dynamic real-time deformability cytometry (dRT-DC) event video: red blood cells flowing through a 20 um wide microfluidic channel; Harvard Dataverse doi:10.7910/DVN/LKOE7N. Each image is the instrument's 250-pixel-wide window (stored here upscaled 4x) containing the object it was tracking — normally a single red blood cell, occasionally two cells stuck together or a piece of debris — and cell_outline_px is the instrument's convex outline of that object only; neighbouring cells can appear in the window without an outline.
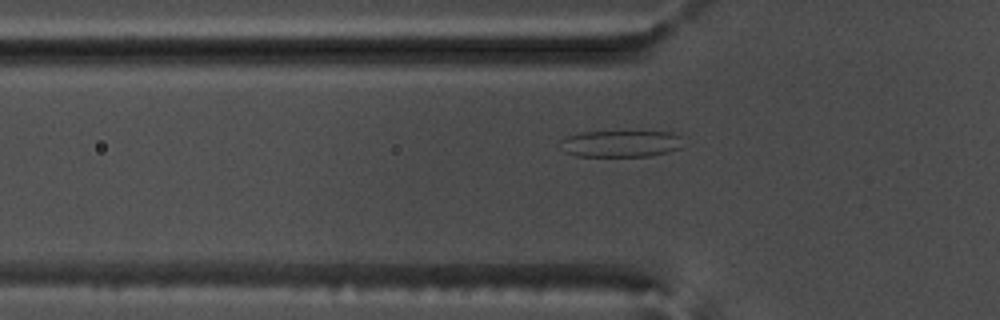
{"species": "common noctule bat (a hibernating species)", "species_latin": "Nyctalus noctula", "temperature_condition": "warm", "stored_images_in_passage": 48, "camera_frame_rate_fps": 3000, "um_per_image_px": 0.085, "animal": {"sex": "male", "body_mass_g": 17.5, "forearm_length_mm": 52.3}, "frame": {"image": 1, "passage_image": 11, "time_ms": 3.333, "image_size_px": [1000, 320], "cell_outline_px": [[680, 148], [668, 152], [652, 156], [576, 156], [564, 152], [556, 144], [560, 140], [568, 136], [580, 132], [672, 132], [680, 136]], "centroid_in_image_um": [52.68, 12.22], "position_along_channel_um": 73.1, "area_um2": 19.19}}
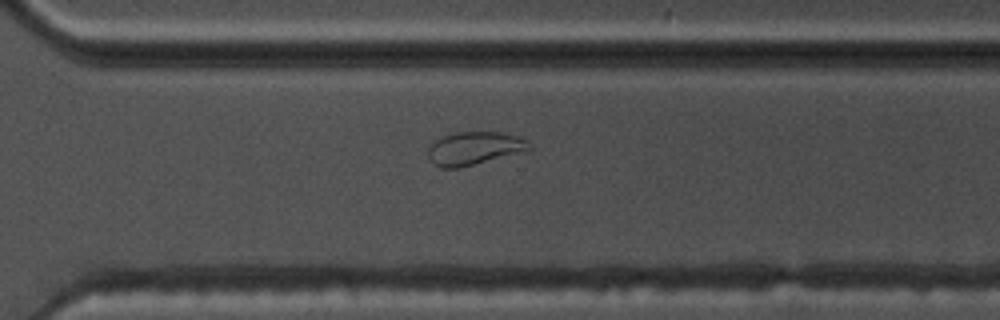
{"frame": {"image": 2, "passage_image": 32, "time_ms": 10.333, "image_size_px": [1000, 320], "cell_outline_px": [[532, 148], [528, 152], [460, 168], [440, 168], [432, 164], [428, 156], [428, 148], [440, 136], [456, 132], [500, 132], [516, 136], [528, 140], [532, 144]], "centroid_in_image_um": [40.36, 12.62], "position_along_channel_um": 330.2, "area_um2": 20.11}}
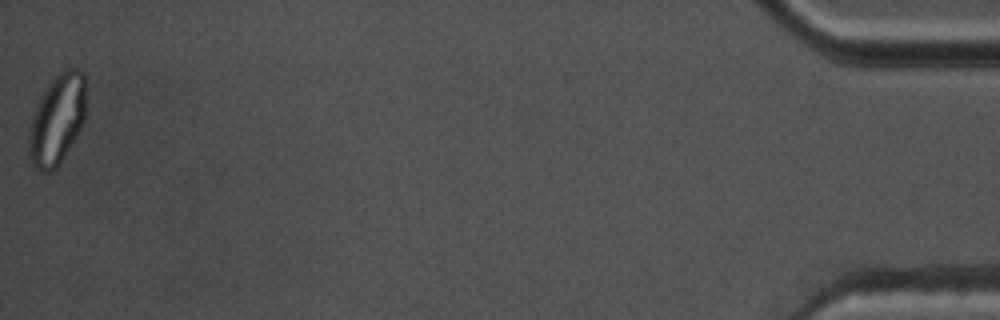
{"frame": {"image": 3, "passage_image": 48, "time_ms": 15.667, "image_size_px": [1000, 320], "cell_outline_px": [[84, 124], [80, 132], [56, 168], [52, 172], [40, 172], [36, 168], [28, 156], [28, 128], [32, 112], [44, 88], [64, 68], [76, 68], [84, 72]], "centroid_in_image_um": [4.82, 10.17], "position_along_channel_um": 430.4, "area_um2": 30.46}, "authors_computed_cell_mechanics": {"area_um2": 21.9351, "velocity_mm_per_s": 3.6749, "shape_relaxation_time_tau1_ms": null, "shape_relaxation_time_tau2_ms": 1.2822, "deformation_change_tau1": null, "deformation_change_tau2": 0.072}}